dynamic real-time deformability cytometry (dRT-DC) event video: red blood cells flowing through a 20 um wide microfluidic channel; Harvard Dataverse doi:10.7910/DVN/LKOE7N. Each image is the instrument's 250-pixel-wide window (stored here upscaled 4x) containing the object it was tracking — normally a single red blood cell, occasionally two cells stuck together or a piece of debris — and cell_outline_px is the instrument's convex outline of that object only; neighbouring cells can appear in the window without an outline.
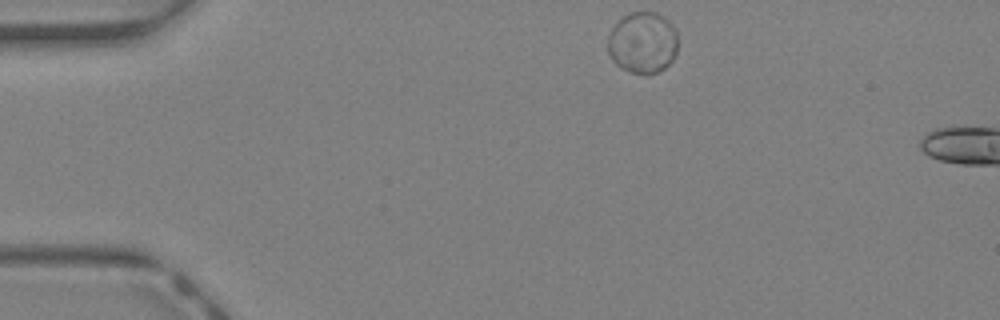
{"species": "Egyptian fruit bat (a non-hibernating species)", "species_latin": "Rousettus aegyptiacus", "temperature_condition": "warm", "stored_images_in_passage": 3, "camera_frame_rate_fps": 3000, "um_per_image_px": 0.085, "animal": {"sex": "female"}, "frame": {"image": 1, "passage_image": 1, "time_ms": 0.0, "image_size_px": [1000, 320], "cell_outline_px": [[676, 52], [672, 60], [664, 68], [656, 72], [628, 72], [616, 64], [612, 60], [608, 52], [608, 36], [612, 28], [628, 12], [656, 12], [664, 16], [676, 28]], "centroid_in_image_um": [54.62, 3.59], "position_along_channel_um": 30.4, "area_um2": 24.85}}